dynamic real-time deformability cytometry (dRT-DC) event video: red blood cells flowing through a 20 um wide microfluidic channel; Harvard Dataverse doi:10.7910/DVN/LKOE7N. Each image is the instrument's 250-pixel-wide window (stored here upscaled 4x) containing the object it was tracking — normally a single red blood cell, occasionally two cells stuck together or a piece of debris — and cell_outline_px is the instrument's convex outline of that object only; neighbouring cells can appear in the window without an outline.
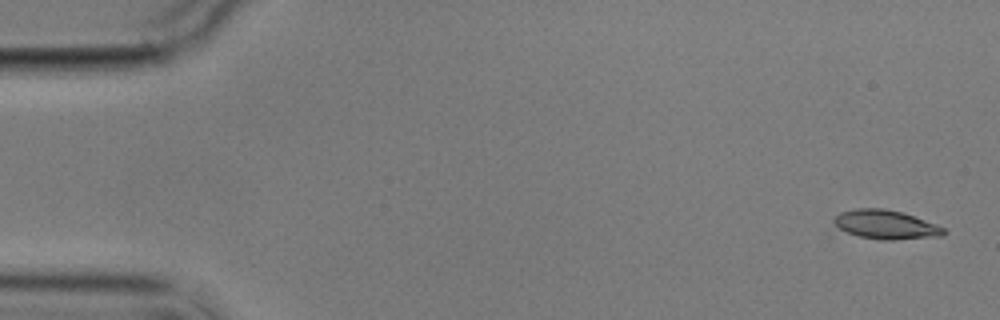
{"species": "common noctule bat (a hibernating species)", "species_latin": "Nyctalus noctula", "temperature_condition": "cold", "stored_images_in_passage": 8, "camera_frame_rate_fps": 3000, "um_per_image_px": 0.085, "animal": {"sex": "male", "body_mass_g": 17.9}, "frame": {"image": 1, "passage_image": 1, "time_ms": 0.0, "image_size_px": [1000, 320], "cell_outline_px": [[948, 232], [944, 236], [892, 240], [880, 240], [860, 236], [848, 232], [840, 228], [832, 220], [840, 212], [856, 208], [884, 208], [900, 212], [936, 224], [944, 228]], "centroid_in_image_um": [75.33, 19.09], "position_along_channel_um": 9.7, "area_um2": 18.38}}
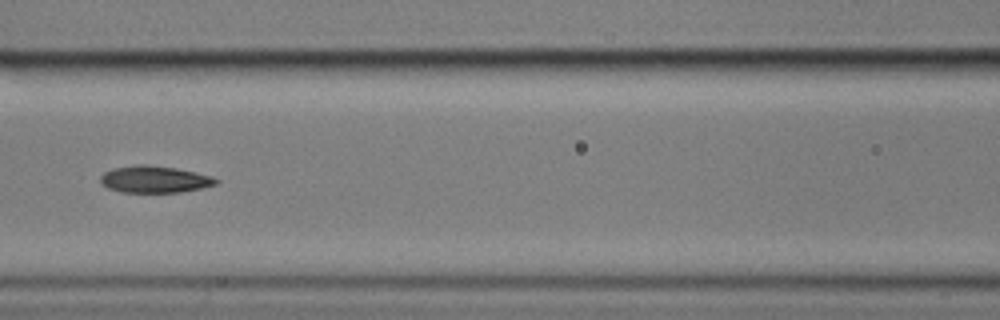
{"frame": {"image": 2, "passage_image": 7, "time_ms": 7.667, "image_size_px": [1000, 320], "cell_outline_px": [[220, 180], [216, 184], [200, 188], [180, 192], [120, 192], [108, 188], [100, 180], [100, 176], [104, 172], [112, 168], [136, 164], [148, 164], [176, 168], [196, 172], [212, 176]], "centroid_in_image_um": [13.13, 15.23], "position_along_channel_um": 153.5, "area_um2": 18.15}}
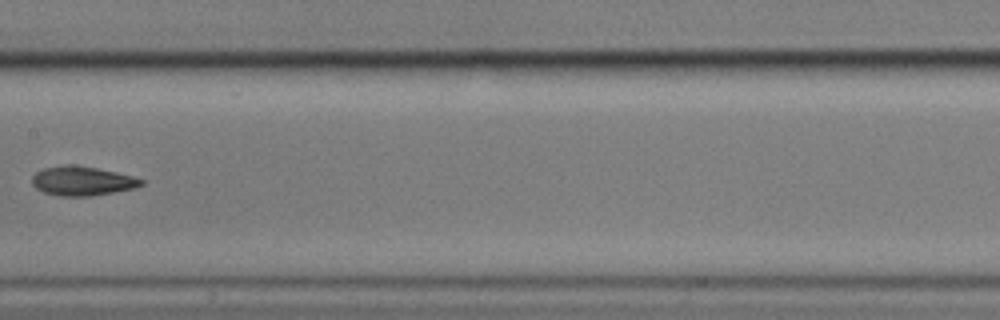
{"frame": {"image": 3, "passage_image": 8, "time_ms": 9.0, "image_size_px": [1000, 320], "cell_outline_px": [[148, 180], [144, 184], [136, 188], [92, 196], [60, 196], [44, 192], [36, 188], [32, 184], [32, 176], [36, 172], [44, 168], [64, 164], [68, 164], [96, 168], [116, 172]], "centroid_in_image_um": [7.02, 15.38], "position_along_channel_um": 200.4, "area_um2": 18.73}}